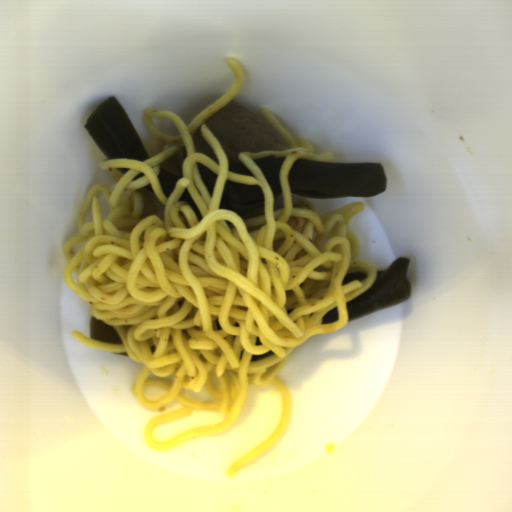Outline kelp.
<instances>
[{
  "mask_svg": "<svg viewBox=\"0 0 512 512\" xmlns=\"http://www.w3.org/2000/svg\"><path fill=\"white\" fill-rule=\"evenodd\" d=\"M274 353L275 352L270 350V351H268V352H266V353H264L262 355H253V356H251V361H256V360L261 359V358H263L265 356H271Z\"/></svg>",
  "mask_w": 512,
  "mask_h": 512,
  "instance_id": "kelp-13",
  "label": "kelp"
},
{
  "mask_svg": "<svg viewBox=\"0 0 512 512\" xmlns=\"http://www.w3.org/2000/svg\"><path fill=\"white\" fill-rule=\"evenodd\" d=\"M264 193L259 184L245 185L225 181L221 196L220 209L231 210L241 218L262 209Z\"/></svg>",
  "mask_w": 512,
  "mask_h": 512,
  "instance_id": "kelp-4",
  "label": "kelp"
},
{
  "mask_svg": "<svg viewBox=\"0 0 512 512\" xmlns=\"http://www.w3.org/2000/svg\"><path fill=\"white\" fill-rule=\"evenodd\" d=\"M228 170L232 173H239L247 176H252V171H249L238 159H228Z\"/></svg>",
  "mask_w": 512,
  "mask_h": 512,
  "instance_id": "kelp-9",
  "label": "kelp"
},
{
  "mask_svg": "<svg viewBox=\"0 0 512 512\" xmlns=\"http://www.w3.org/2000/svg\"><path fill=\"white\" fill-rule=\"evenodd\" d=\"M84 129L108 159L144 161L151 156L117 97H109L94 109Z\"/></svg>",
  "mask_w": 512,
  "mask_h": 512,
  "instance_id": "kelp-2",
  "label": "kelp"
},
{
  "mask_svg": "<svg viewBox=\"0 0 512 512\" xmlns=\"http://www.w3.org/2000/svg\"><path fill=\"white\" fill-rule=\"evenodd\" d=\"M186 157L185 148L171 155L168 159L162 161L158 180L160 182L162 192L170 197L177 180L183 179L182 161Z\"/></svg>",
  "mask_w": 512,
  "mask_h": 512,
  "instance_id": "kelp-5",
  "label": "kelp"
},
{
  "mask_svg": "<svg viewBox=\"0 0 512 512\" xmlns=\"http://www.w3.org/2000/svg\"><path fill=\"white\" fill-rule=\"evenodd\" d=\"M196 168H197L198 175H199L201 181L203 182L207 192L209 194L213 195L216 179L218 176L216 175L215 172H213L206 166L200 164L199 162H198Z\"/></svg>",
  "mask_w": 512,
  "mask_h": 512,
  "instance_id": "kelp-8",
  "label": "kelp"
},
{
  "mask_svg": "<svg viewBox=\"0 0 512 512\" xmlns=\"http://www.w3.org/2000/svg\"><path fill=\"white\" fill-rule=\"evenodd\" d=\"M367 278V275L366 273H363V272H358V271H353V272H349V273H346V275L344 276L343 280H342V284H348L351 280H365Z\"/></svg>",
  "mask_w": 512,
  "mask_h": 512,
  "instance_id": "kelp-11",
  "label": "kelp"
},
{
  "mask_svg": "<svg viewBox=\"0 0 512 512\" xmlns=\"http://www.w3.org/2000/svg\"><path fill=\"white\" fill-rule=\"evenodd\" d=\"M140 177H145V174H143V173H139L138 175H136V176H135V177H133V178H134V180H135V179H139Z\"/></svg>",
  "mask_w": 512,
  "mask_h": 512,
  "instance_id": "kelp-16",
  "label": "kelp"
},
{
  "mask_svg": "<svg viewBox=\"0 0 512 512\" xmlns=\"http://www.w3.org/2000/svg\"><path fill=\"white\" fill-rule=\"evenodd\" d=\"M143 187H144V189H145L146 191H148L149 193H152V194H153V192H152V188H151V186H150L149 184H148V185H145V186H143Z\"/></svg>",
  "mask_w": 512,
  "mask_h": 512,
  "instance_id": "kelp-15",
  "label": "kelp"
},
{
  "mask_svg": "<svg viewBox=\"0 0 512 512\" xmlns=\"http://www.w3.org/2000/svg\"><path fill=\"white\" fill-rule=\"evenodd\" d=\"M288 182L293 196L304 198L374 197L388 179L381 163H332L296 160Z\"/></svg>",
  "mask_w": 512,
  "mask_h": 512,
  "instance_id": "kelp-1",
  "label": "kelp"
},
{
  "mask_svg": "<svg viewBox=\"0 0 512 512\" xmlns=\"http://www.w3.org/2000/svg\"><path fill=\"white\" fill-rule=\"evenodd\" d=\"M339 317V311L337 307H333L332 309L328 310L323 316H322V323L327 324L331 323L333 321H336Z\"/></svg>",
  "mask_w": 512,
  "mask_h": 512,
  "instance_id": "kelp-12",
  "label": "kelp"
},
{
  "mask_svg": "<svg viewBox=\"0 0 512 512\" xmlns=\"http://www.w3.org/2000/svg\"><path fill=\"white\" fill-rule=\"evenodd\" d=\"M89 335L91 340L123 344V339L115 328L102 320H98L93 315L89 321Z\"/></svg>",
  "mask_w": 512,
  "mask_h": 512,
  "instance_id": "kelp-7",
  "label": "kelp"
},
{
  "mask_svg": "<svg viewBox=\"0 0 512 512\" xmlns=\"http://www.w3.org/2000/svg\"><path fill=\"white\" fill-rule=\"evenodd\" d=\"M408 268L409 259L403 257L389 263L383 271H376L377 278L373 285L354 299L346 301L348 323L410 299Z\"/></svg>",
  "mask_w": 512,
  "mask_h": 512,
  "instance_id": "kelp-3",
  "label": "kelp"
},
{
  "mask_svg": "<svg viewBox=\"0 0 512 512\" xmlns=\"http://www.w3.org/2000/svg\"><path fill=\"white\" fill-rule=\"evenodd\" d=\"M117 169L120 171V173H121L122 175H123V174H125V173H127V172L129 171V168H117Z\"/></svg>",
  "mask_w": 512,
  "mask_h": 512,
  "instance_id": "kelp-14",
  "label": "kelp"
},
{
  "mask_svg": "<svg viewBox=\"0 0 512 512\" xmlns=\"http://www.w3.org/2000/svg\"><path fill=\"white\" fill-rule=\"evenodd\" d=\"M286 157H277L270 155L262 158L253 159V162L260 168L262 174L269 184V188L274 196H277L280 190L278 181V172Z\"/></svg>",
  "mask_w": 512,
  "mask_h": 512,
  "instance_id": "kelp-6",
  "label": "kelp"
},
{
  "mask_svg": "<svg viewBox=\"0 0 512 512\" xmlns=\"http://www.w3.org/2000/svg\"><path fill=\"white\" fill-rule=\"evenodd\" d=\"M179 201L185 202L186 204H188L191 207V209L193 210V212L195 213V215L197 217V221H200L202 219L201 213H200L196 203L192 200L187 188L184 189L183 193L180 196Z\"/></svg>",
  "mask_w": 512,
  "mask_h": 512,
  "instance_id": "kelp-10",
  "label": "kelp"
}]
</instances>
